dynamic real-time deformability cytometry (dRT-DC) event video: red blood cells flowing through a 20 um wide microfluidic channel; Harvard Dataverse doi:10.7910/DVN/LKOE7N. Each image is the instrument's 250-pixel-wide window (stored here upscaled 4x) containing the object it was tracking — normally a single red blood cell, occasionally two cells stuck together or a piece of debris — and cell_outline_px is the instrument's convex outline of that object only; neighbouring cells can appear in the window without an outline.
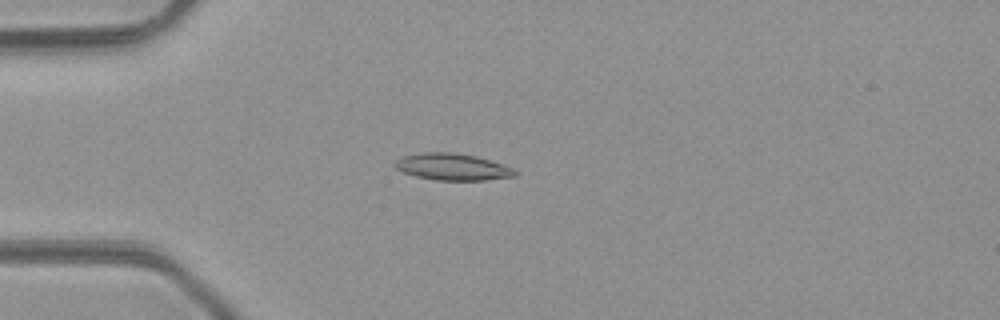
{"species": "common noctule bat (a hibernating species)", "species_latin": "Nyctalus noctula", "temperature_condition": "room temperature", "stored_images_in_passage": 45, "camera_frame_rate_fps": 3000, "um_per_image_px": 0.085, "animal": {"sex": "male", "body_mass_g": 23.1, "forearm_length_mm": 52.7}, "frame": {"image": 1, "passage_image": 10, "time_ms": 3.0, "image_size_px": [1000, 320], "cell_outline_px": [[520, 172], [516, 176], [484, 180], [436, 180], [416, 176], [404, 172], [396, 168], [392, 164], [396, 160], [404, 156], [424, 152], [452, 152], [476, 156], [512, 168]], "centroid_in_image_um": [38.46, 14.19], "position_along_channel_um": 46.5, "area_um2": 18.55}}
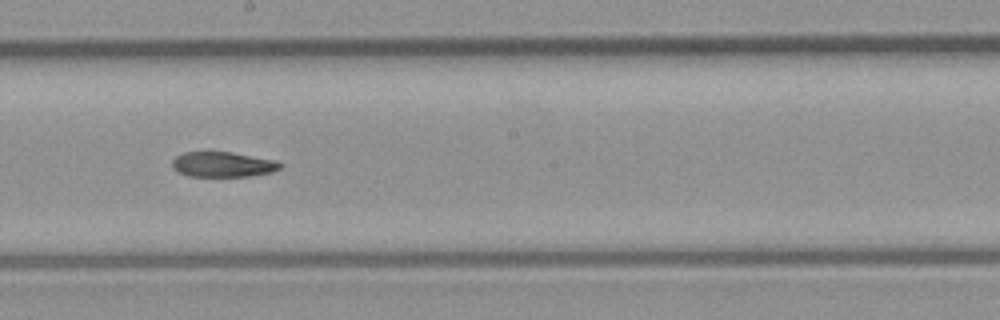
{"frame": {"image": 2, "passage_image": 24, "time_ms": 7.667, "image_size_px": [1000, 320], "cell_outline_px": [[284, 164], [280, 168], [272, 172], [248, 176], [188, 176], [172, 168], [172, 160], [176, 156], [184, 152], [232, 152], [276, 160]], "centroid_in_image_um": [18.96, 13.97], "position_along_channel_um": 229.2, "area_um2": 15.84}}
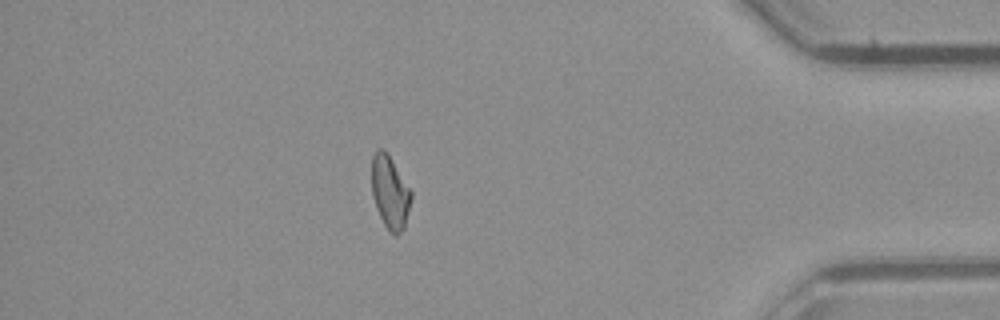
{"frame": {"image": 3, "passage_image": 39, "time_ms": 12.667, "image_size_px": [1000, 320], "cell_outline_px": [[412, 196], [404, 228], [396, 236], [388, 232], [376, 208], [372, 196], [372, 156], [376, 148], [384, 148], [392, 160], [412, 192]], "centroid_in_image_um": [33.13, 16.34], "position_along_channel_um": 402.1, "area_um2": 16.82}}